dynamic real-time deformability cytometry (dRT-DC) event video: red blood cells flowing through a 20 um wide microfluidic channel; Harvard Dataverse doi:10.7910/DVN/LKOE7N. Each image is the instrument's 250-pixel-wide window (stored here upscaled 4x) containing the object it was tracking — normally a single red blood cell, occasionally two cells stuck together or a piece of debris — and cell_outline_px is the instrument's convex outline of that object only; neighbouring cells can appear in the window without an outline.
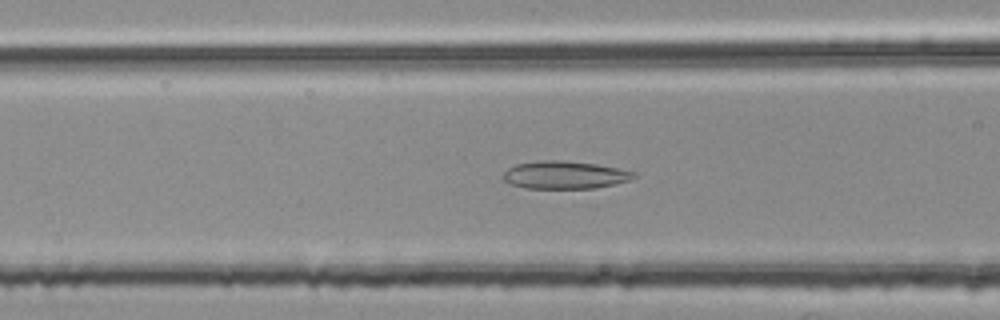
{"species": "common noctule bat (a hibernating species)", "species_latin": "Nyctalus noctula", "temperature_condition": "room temperature", "stored_images_in_passage": 44, "camera_frame_rate_fps": 3000, "um_per_image_px": 0.085, "animal": {"sex": "female", "body_mass_g": 25.1}, "frame": {"image": 1, "passage_image": 18, "time_ms": 5.667, "image_size_px": [1000, 320], "cell_outline_px": [[636, 176], [628, 180], [616, 184], [596, 188], [524, 188], [512, 184], [504, 180], [504, 172], [508, 168], [516, 164], [544, 160], [556, 160], [596, 164], [620, 168], [636, 172]], "centroid_in_image_um": [48.03, 14.87], "position_along_channel_um": 118.6, "area_um2": 20.98}}
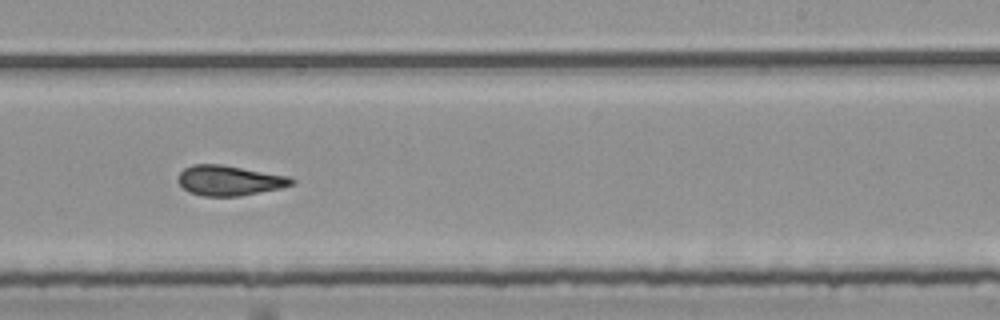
{"frame": {"image": 2, "passage_image": 30, "time_ms": 9.667, "image_size_px": [1000, 320], "cell_outline_px": [[296, 180], [292, 184], [280, 188], [240, 196], [204, 196], [188, 192], [180, 184], [180, 172], [184, 168], [192, 164], [220, 164], [288, 176]], "centroid_in_image_um": [19.49, 15.34], "position_along_channel_um": 269.5, "area_um2": 19.65}}
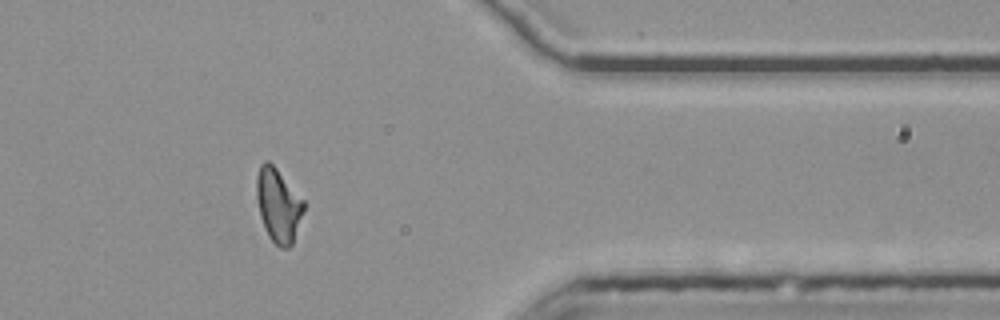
{"frame": {"image": 3, "passage_image": 41, "time_ms": 13.333, "image_size_px": [1000, 320], "cell_outline_px": [[304, 208], [292, 244], [288, 248], [280, 248], [268, 236], [260, 216], [256, 196], [256, 176], [260, 164], [264, 160], [268, 160], [276, 168], [304, 200]], "centroid_in_image_um": [23.63, 17.42], "position_along_channel_um": 387.8, "area_um2": 20.11}, "authors_computed_cell_mechanics": {"area_um2": 20.1144, "velocity_mm_per_s": 3.781, "shape_relaxation_time_tau1_ms": null, "shape_relaxation_time_tau2_ms": 3.3418, "deformation_change_tau1": null, "deformation_change_tau2": 0.1187}}